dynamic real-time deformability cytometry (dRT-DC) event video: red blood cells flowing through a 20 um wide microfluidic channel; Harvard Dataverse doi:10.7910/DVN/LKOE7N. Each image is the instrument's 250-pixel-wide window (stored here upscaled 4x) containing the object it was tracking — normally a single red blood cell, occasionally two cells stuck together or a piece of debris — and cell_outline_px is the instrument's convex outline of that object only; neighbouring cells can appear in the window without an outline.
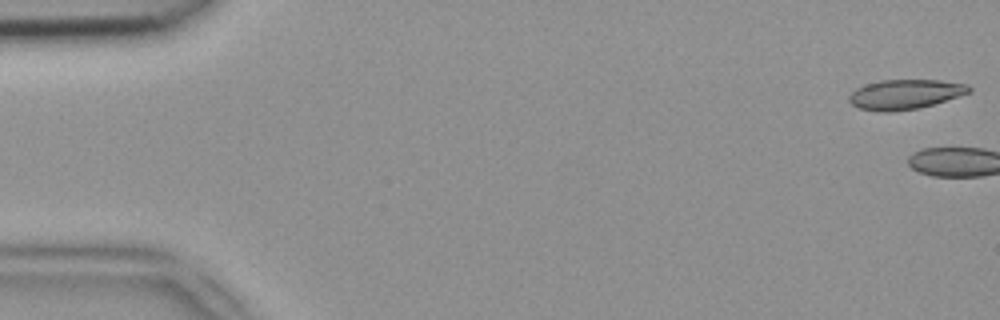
{"species": "common noctule bat (a hibernating species)", "species_latin": "Nyctalus noctula", "temperature_condition": "room temperature", "stored_images_in_passage": 3, "camera_frame_rate_fps": 3000, "um_per_image_px": 0.085, "animal": {"sex": "female", "body_mass_g": 18.4}, "frame": {"image": 1, "passage_image": 1, "time_ms": 0.0, "image_size_px": [1000, 320], "cell_outline_px": [[972, 92], [960, 96], [920, 108], [888, 112], [880, 112], [860, 108], [852, 104], [848, 100], [848, 96], [856, 88], [880, 80], [940, 80], [968, 84], [972, 88]], "centroid_in_image_um": [76.96, 8.02], "position_along_channel_um": 8.0, "area_um2": 20.87}}